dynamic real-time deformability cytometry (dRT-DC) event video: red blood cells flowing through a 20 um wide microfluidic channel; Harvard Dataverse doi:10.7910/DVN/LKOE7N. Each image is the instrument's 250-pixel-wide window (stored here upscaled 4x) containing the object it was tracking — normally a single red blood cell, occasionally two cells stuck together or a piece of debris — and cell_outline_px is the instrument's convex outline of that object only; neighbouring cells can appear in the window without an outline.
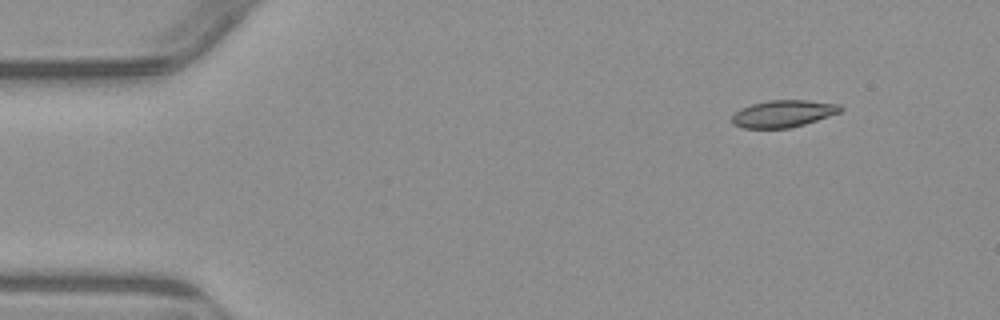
{"species": "common noctule bat (a hibernating species)", "species_latin": "Nyctalus noctula", "temperature_condition": "warm", "stored_images_in_passage": 4, "camera_frame_rate_fps": 3000, "um_per_image_px": 0.085, "animal": {"sex": "male", "body_mass_g": 23.1, "forearm_length_mm": 52.7}, "frame": {"image": 1, "passage_image": 1, "time_ms": 0.0, "image_size_px": [1000, 320], "cell_outline_px": [[844, 108], [840, 112], [804, 124], [788, 128], [744, 128], [732, 124], [732, 116], [740, 108], [752, 104], [768, 100], [808, 100], [840, 104]], "centroid_in_image_um": [66.57, 9.65], "position_along_channel_um": 18.4, "area_um2": 17.05}}
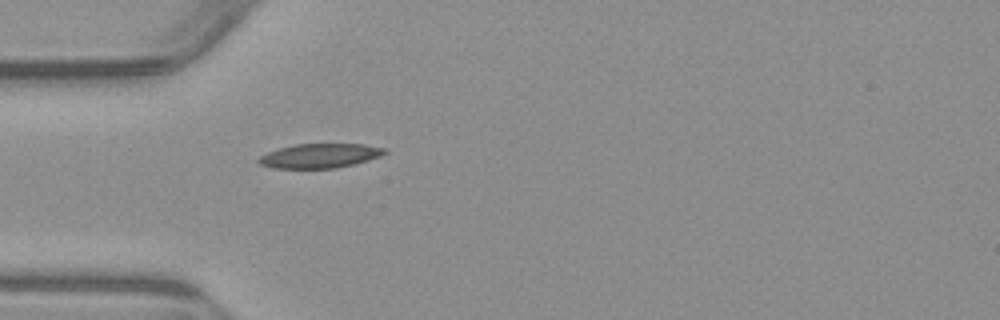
{"frame": {"image": 2, "passage_image": 4, "time_ms": 3.333, "image_size_px": [1000, 320], "cell_outline_px": [[388, 152], [380, 156], [368, 160], [336, 168], [272, 168], [260, 164], [256, 160], [260, 156], [268, 152], [280, 148], [296, 144], [364, 144], [388, 148]], "centroid_in_image_um": [27.21, 13.24], "position_along_channel_um": 57.8, "area_um2": 17.86}}